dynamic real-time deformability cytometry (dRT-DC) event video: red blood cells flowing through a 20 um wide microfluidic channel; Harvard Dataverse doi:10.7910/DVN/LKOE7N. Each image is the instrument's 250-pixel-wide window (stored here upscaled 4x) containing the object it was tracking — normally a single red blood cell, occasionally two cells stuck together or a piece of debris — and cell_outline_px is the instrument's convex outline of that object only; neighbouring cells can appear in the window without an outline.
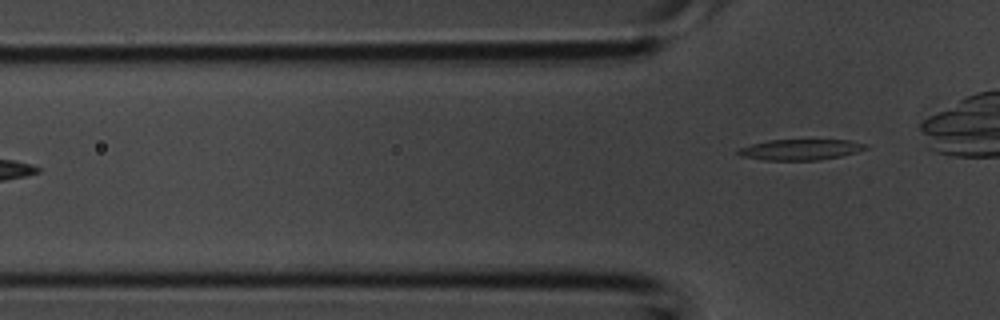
{"species": "common noctule bat (a hibernating species)", "species_latin": "Nyctalus noctula", "temperature_condition": "room temperature", "stored_images_in_passage": 3, "camera_frame_rate_fps": 3000, "um_per_image_px": 0.085, "animal": {"sex": "male", "body_mass_g": 20.1, "forearm_length_mm": 53.5}, "frame": {"image": 1, "passage_image": 3, "time_ms": 0.667, "image_size_px": [1000, 320], "cell_outline_px": [[868, 148], [856, 152], [840, 156], [820, 160], [764, 160], [740, 156], [736, 152], [740, 148], [752, 144], [768, 140], [848, 140], [868, 144]], "centroid_in_image_um": [68.04, 12.72], "position_along_channel_um": 57.8, "area_um2": 15.37}}